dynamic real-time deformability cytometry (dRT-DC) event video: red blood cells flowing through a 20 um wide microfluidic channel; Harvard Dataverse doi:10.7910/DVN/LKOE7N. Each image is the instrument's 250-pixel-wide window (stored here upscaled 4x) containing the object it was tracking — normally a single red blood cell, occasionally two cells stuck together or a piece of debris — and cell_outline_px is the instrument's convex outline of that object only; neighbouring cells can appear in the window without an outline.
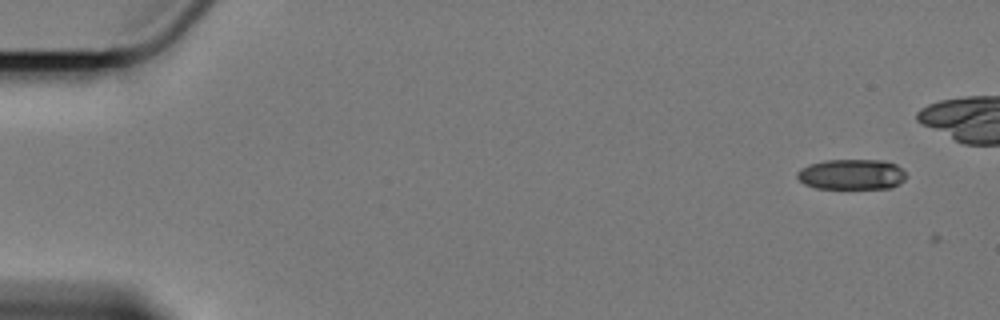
{"species": "Egyptian fruit bat (a non-hibernating species)", "species_latin": "Rousettus aegyptiacus", "temperature_condition": "cold", "stored_images_in_passage": 3, "camera_frame_rate_fps": 3000, "um_per_image_px": 0.085, "animal": {"sex": "female"}, "frame": {"image": 1, "passage_image": 2, "time_ms": 0.333, "image_size_px": [1000, 320], "cell_outline_px": [[908, 176], [900, 184], [892, 188], [816, 188], [804, 184], [796, 176], [796, 172], [800, 168], [808, 164], [824, 160], [884, 160], [896, 164], [904, 168]], "centroid_in_image_um": [72.43, 14.81], "position_along_channel_um": 12.6, "area_um2": 19.71}}